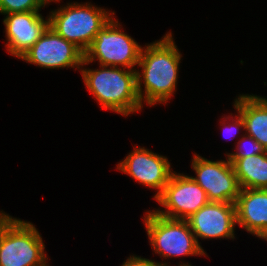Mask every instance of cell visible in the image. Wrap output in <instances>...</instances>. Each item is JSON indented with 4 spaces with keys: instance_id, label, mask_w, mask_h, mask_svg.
Segmentation results:
<instances>
[{
    "instance_id": "12",
    "label": "cell",
    "mask_w": 267,
    "mask_h": 266,
    "mask_svg": "<svg viewBox=\"0 0 267 266\" xmlns=\"http://www.w3.org/2000/svg\"><path fill=\"white\" fill-rule=\"evenodd\" d=\"M40 11L9 13L3 19L8 41L6 50L11 56L20 58L43 35L49 27V16L44 20Z\"/></svg>"
},
{
    "instance_id": "11",
    "label": "cell",
    "mask_w": 267,
    "mask_h": 266,
    "mask_svg": "<svg viewBox=\"0 0 267 266\" xmlns=\"http://www.w3.org/2000/svg\"><path fill=\"white\" fill-rule=\"evenodd\" d=\"M186 220L201 248L199 238L203 240L235 238V203L209 201Z\"/></svg>"
},
{
    "instance_id": "6",
    "label": "cell",
    "mask_w": 267,
    "mask_h": 266,
    "mask_svg": "<svg viewBox=\"0 0 267 266\" xmlns=\"http://www.w3.org/2000/svg\"><path fill=\"white\" fill-rule=\"evenodd\" d=\"M121 26L114 16L104 25L84 52L81 67L97 59L100 65L136 70L134 67L138 65L142 46L121 31Z\"/></svg>"
},
{
    "instance_id": "18",
    "label": "cell",
    "mask_w": 267,
    "mask_h": 266,
    "mask_svg": "<svg viewBox=\"0 0 267 266\" xmlns=\"http://www.w3.org/2000/svg\"><path fill=\"white\" fill-rule=\"evenodd\" d=\"M232 117H234V118L231 119L229 115H228V117H222V119H224V118L225 119L223 121H220L221 122L220 126L223 125L222 128H223V132L225 134L229 133L230 135L233 134L235 136L236 133L240 129L244 130V120H243V118L241 117V115L239 113L236 114V116H232ZM227 120H229L230 122L229 123L228 122L225 123V121H227ZM233 135H231L229 137H232ZM234 136H233V138H234Z\"/></svg>"
},
{
    "instance_id": "13",
    "label": "cell",
    "mask_w": 267,
    "mask_h": 266,
    "mask_svg": "<svg viewBox=\"0 0 267 266\" xmlns=\"http://www.w3.org/2000/svg\"><path fill=\"white\" fill-rule=\"evenodd\" d=\"M236 224L261 238L267 231V189H240L235 202Z\"/></svg>"
},
{
    "instance_id": "1",
    "label": "cell",
    "mask_w": 267,
    "mask_h": 266,
    "mask_svg": "<svg viewBox=\"0 0 267 266\" xmlns=\"http://www.w3.org/2000/svg\"><path fill=\"white\" fill-rule=\"evenodd\" d=\"M173 39L168 32L163 39L142 47L138 62L142 72L136 70L137 93L142 106L144 102L150 106L163 104L174 96L182 54Z\"/></svg>"
},
{
    "instance_id": "19",
    "label": "cell",
    "mask_w": 267,
    "mask_h": 266,
    "mask_svg": "<svg viewBox=\"0 0 267 266\" xmlns=\"http://www.w3.org/2000/svg\"><path fill=\"white\" fill-rule=\"evenodd\" d=\"M121 266H170L168 262H156L140 256L131 255Z\"/></svg>"
},
{
    "instance_id": "15",
    "label": "cell",
    "mask_w": 267,
    "mask_h": 266,
    "mask_svg": "<svg viewBox=\"0 0 267 266\" xmlns=\"http://www.w3.org/2000/svg\"><path fill=\"white\" fill-rule=\"evenodd\" d=\"M241 189H267V151L231 161Z\"/></svg>"
},
{
    "instance_id": "16",
    "label": "cell",
    "mask_w": 267,
    "mask_h": 266,
    "mask_svg": "<svg viewBox=\"0 0 267 266\" xmlns=\"http://www.w3.org/2000/svg\"><path fill=\"white\" fill-rule=\"evenodd\" d=\"M49 4L47 0H0V13H23L29 11H41V8Z\"/></svg>"
},
{
    "instance_id": "8",
    "label": "cell",
    "mask_w": 267,
    "mask_h": 266,
    "mask_svg": "<svg viewBox=\"0 0 267 266\" xmlns=\"http://www.w3.org/2000/svg\"><path fill=\"white\" fill-rule=\"evenodd\" d=\"M192 158L191 165L196 176L191 177L204 189L208 200L235 203L241 188L228 158L211 161L196 153Z\"/></svg>"
},
{
    "instance_id": "9",
    "label": "cell",
    "mask_w": 267,
    "mask_h": 266,
    "mask_svg": "<svg viewBox=\"0 0 267 266\" xmlns=\"http://www.w3.org/2000/svg\"><path fill=\"white\" fill-rule=\"evenodd\" d=\"M20 59L45 69L70 67L79 70L84 60V52L49 26Z\"/></svg>"
},
{
    "instance_id": "22",
    "label": "cell",
    "mask_w": 267,
    "mask_h": 266,
    "mask_svg": "<svg viewBox=\"0 0 267 266\" xmlns=\"http://www.w3.org/2000/svg\"><path fill=\"white\" fill-rule=\"evenodd\" d=\"M48 2H55V1H57V2H59V1H61V0H47Z\"/></svg>"
},
{
    "instance_id": "3",
    "label": "cell",
    "mask_w": 267,
    "mask_h": 266,
    "mask_svg": "<svg viewBox=\"0 0 267 266\" xmlns=\"http://www.w3.org/2000/svg\"><path fill=\"white\" fill-rule=\"evenodd\" d=\"M36 227L0 211V266H50Z\"/></svg>"
},
{
    "instance_id": "2",
    "label": "cell",
    "mask_w": 267,
    "mask_h": 266,
    "mask_svg": "<svg viewBox=\"0 0 267 266\" xmlns=\"http://www.w3.org/2000/svg\"><path fill=\"white\" fill-rule=\"evenodd\" d=\"M101 69L81 67L84 83L102 109L122 116L140 111L143 106L137 93L136 70L100 65Z\"/></svg>"
},
{
    "instance_id": "5",
    "label": "cell",
    "mask_w": 267,
    "mask_h": 266,
    "mask_svg": "<svg viewBox=\"0 0 267 266\" xmlns=\"http://www.w3.org/2000/svg\"><path fill=\"white\" fill-rule=\"evenodd\" d=\"M150 211V212H149ZM144 223L153 251L166 258L180 256H206L193 234L187 220L171 219L149 210Z\"/></svg>"
},
{
    "instance_id": "4",
    "label": "cell",
    "mask_w": 267,
    "mask_h": 266,
    "mask_svg": "<svg viewBox=\"0 0 267 266\" xmlns=\"http://www.w3.org/2000/svg\"><path fill=\"white\" fill-rule=\"evenodd\" d=\"M49 26L61 37L85 52L97 33L106 25L114 12L88 2L67 3L49 13Z\"/></svg>"
},
{
    "instance_id": "17",
    "label": "cell",
    "mask_w": 267,
    "mask_h": 266,
    "mask_svg": "<svg viewBox=\"0 0 267 266\" xmlns=\"http://www.w3.org/2000/svg\"><path fill=\"white\" fill-rule=\"evenodd\" d=\"M236 145V152L226 153V156L230 162L234 158H246L248 156L262 154L266 151L253 137L246 134H244L242 138L238 140Z\"/></svg>"
},
{
    "instance_id": "21",
    "label": "cell",
    "mask_w": 267,
    "mask_h": 266,
    "mask_svg": "<svg viewBox=\"0 0 267 266\" xmlns=\"http://www.w3.org/2000/svg\"><path fill=\"white\" fill-rule=\"evenodd\" d=\"M261 239H264V240L267 241V231H266V233L261 237Z\"/></svg>"
},
{
    "instance_id": "7",
    "label": "cell",
    "mask_w": 267,
    "mask_h": 266,
    "mask_svg": "<svg viewBox=\"0 0 267 266\" xmlns=\"http://www.w3.org/2000/svg\"><path fill=\"white\" fill-rule=\"evenodd\" d=\"M155 200L165 208L154 210L156 213L181 220H186L209 202L204 189L191 176L175 171Z\"/></svg>"
},
{
    "instance_id": "14",
    "label": "cell",
    "mask_w": 267,
    "mask_h": 266,
    "mask_svg": "<svg viewBox=\"0 0 267 266\" xmlns=\"http://www.w3.org/2000/svg\"><path fill=\"white\" fill-rule=\"evenodd\" d=\"M233 106L244 120L245 134L253 137L267 151V99L240 94Z\"/></svg>"
},
{
    "instance_id": "20",
    "label": "cell",
    "mask_w": 267,
    "mask_h": 266,
    "mask_svg": "<svg viewBox=\"0 0 267 266\" xmlns=\"http://www.w3.org/2000/svg\"><path fill=\"white\" fill-rule=\"evenodd\" d=\"M178 266H191V265L189 263H184V262L182 263L181 262Z\"/></svg>"
},
{
    "instance_id": "10",
    "label": "cell",
    "mask_w": 267,
    "mask_h": 266,
    "mask_svg": "<svg viewBox=\"0 0 267 266\" xmlns=\"http://www.w3.org/2000/svg\"><path fill=\"white\" fill-rule=\"evenodd\" d=\"M117 169L131 176L139 184L157 190L154 199L163 192L173 174L167 157L139 146L118 163Z\"/></svg>"
}]
</instances>
